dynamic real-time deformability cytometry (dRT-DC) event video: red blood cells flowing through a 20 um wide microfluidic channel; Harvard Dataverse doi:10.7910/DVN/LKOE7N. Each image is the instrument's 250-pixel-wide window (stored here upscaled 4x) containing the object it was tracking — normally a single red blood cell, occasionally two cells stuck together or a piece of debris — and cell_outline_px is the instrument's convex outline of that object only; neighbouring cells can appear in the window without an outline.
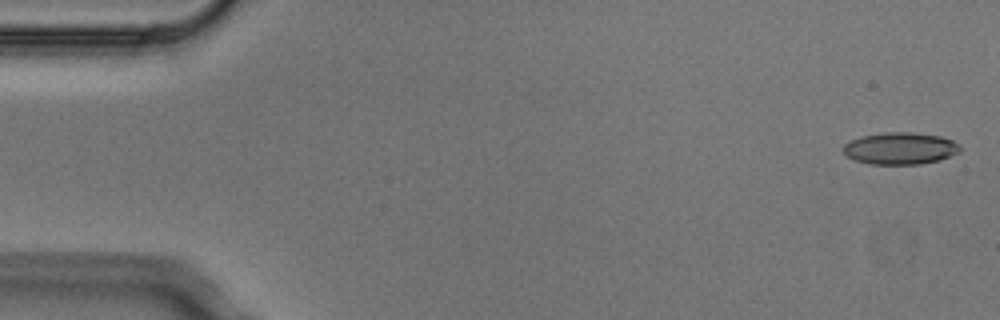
{"species": "Egyptian fruit bat (a non-hibernating species)", "species_latin": "Rousettus aegyptiacus", "temperature_condition": "cold", "stored_images_in_passage": 5, "segment_of_instrument_passage": [2, 2], "camera_frame_rate_fps": 3000, "um_per_image_px": 0.085, "animal": {"sex": "male"}, "frame": {"image": 1, "passage_image": 5, "time_ms": 1.333, "image_size_px": [1000, 320], "cell_outline_px": [[960, 152], [940, 160], [920, 164], [872, 164], [856, 160], [848, 156], [844, 152], [844, 144], [860, 136], [884, 132], [912, 132], [940, 136], [952, 140], [960, 144]], "centroid_in_image_um": [76.55, 12.6], "position_along_channel_um": 8.4, "area_um2": 21.73}}